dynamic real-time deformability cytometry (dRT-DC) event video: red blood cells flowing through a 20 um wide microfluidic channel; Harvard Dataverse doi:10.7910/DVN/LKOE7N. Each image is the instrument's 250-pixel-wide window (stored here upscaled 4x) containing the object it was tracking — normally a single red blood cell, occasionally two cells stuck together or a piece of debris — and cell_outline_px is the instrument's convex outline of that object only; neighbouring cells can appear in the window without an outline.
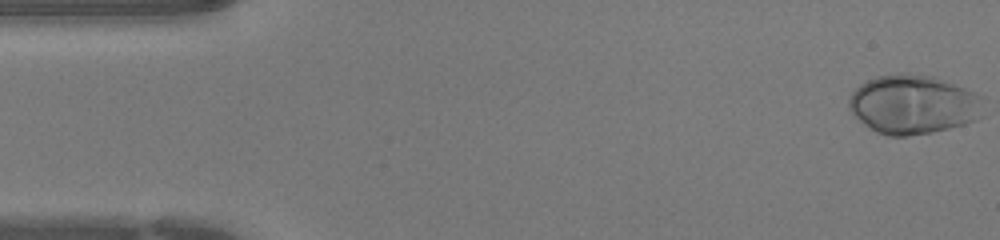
{"species": "human", "species_latin": "Homo sapiens", "temperature_condition": "warm", "stored_images_in_passage": 44, "camera_frame_rate_fps": 3000, "um_per_image_px": 0.085, "donor": {"sex": "female"}, "frame": {"image": 1, "passage_image": 1, "time_ms": 0.0, "image_size_px": [1000, 240], "cell_outline_px": [[984, 96], [976, 120], [964, 124], [932, 132], [908, 136], [888, 136], [876, 132], [864, 124], [848, 108], [848, 100], [852, 92], [860, 84], [876, 76], [900, 72], [908, 72], [932, 76], [976, 92]], "centroid_in_image_um": [77.59, 8.86], "position_along_channel_um": 7.4, "area_um2": 46.36}}
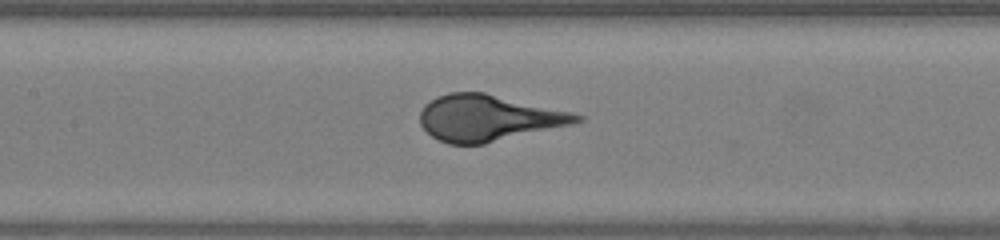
{"frame": {"image": 2, "passage_image": 20, "time_ms": 6.333, "image_size_px": [1000, 240], "cell_outline_px": [[584, 120], [572, 124], [484, 144], [448, 144], [432, 136], [420, 124], [420, 112], [424, 104], [436, 96], [448, 92], [484, 92], [572, 112], [584, 116]], "centroid_in_image_um": [41.49, 10.02], "position_along_channel_um": 165.9, "area_um2": 42.08}}
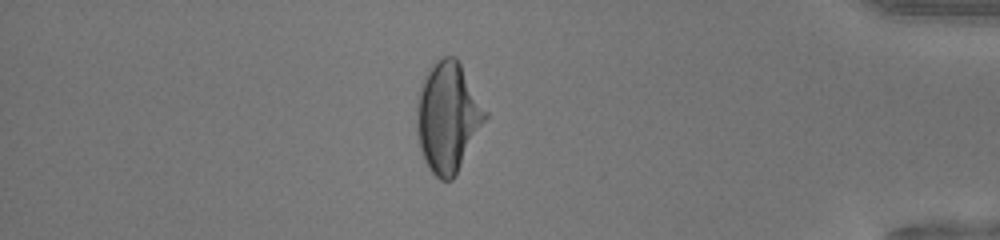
{"frame": {"image": 3, "passage_image": 38, "time_ms": 12.333, "image_size_px": [1000, 240], "cell_outline_px": [[488, 116], [456, 176], [452, 180], [440, 180], [428, 168], [424, 160], [420, 148], [416, 132], [416, 100], [424, 76], [428, 68], [432, 64], [444, 56], [456, 56], [460, 60], [488, 112]], "centroid_in_image_um": [38.07, 9.93], "position_along_channel_um": 397.1, "area_um2": 44.62}}